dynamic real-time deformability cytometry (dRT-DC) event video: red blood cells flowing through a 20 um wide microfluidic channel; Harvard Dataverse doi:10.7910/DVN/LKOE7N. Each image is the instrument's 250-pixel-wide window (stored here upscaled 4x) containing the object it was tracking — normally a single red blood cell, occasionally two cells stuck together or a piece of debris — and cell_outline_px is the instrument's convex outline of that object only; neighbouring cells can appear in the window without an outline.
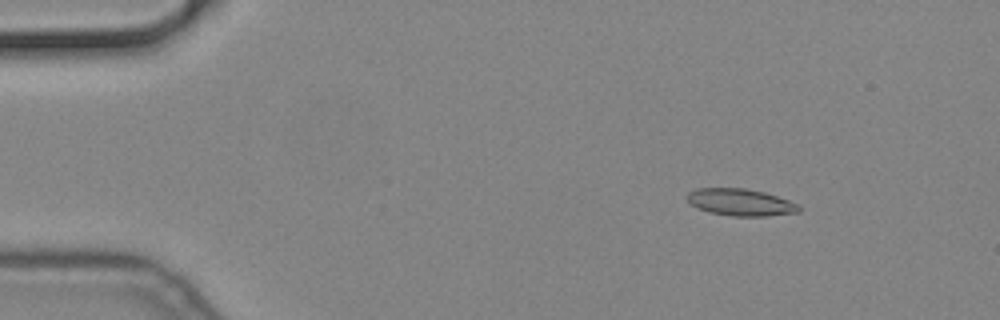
{"species": "common noctule bat (a hibernating species)", "species_latin": "Nyctalus noctula", "temperature_condition": "cold", "stored_images_in_passage": 57, "camera_frame_rate_fps": 3000, "um_per_image_px": 0.085, "animal": {"sex": "male", "body_mass_g": 19.2, "forearm_length_mm": 51.8}, "frame": {"image": 1, "passage_image": 8, "time_ms": 2.333, "image_size_px": [1000, 320], "cell_outline_px": [[800, 212], [768, 216], [732, 216], [708, 212], [696, 208], [688, 200], [688, 192], [696, 188], [744, 188], [764, 192], [800, 204]], "centroid_in_image_um": [62.96, 17.2], "position_along_channel_um": 22.0, "area_um2": 17.63}}
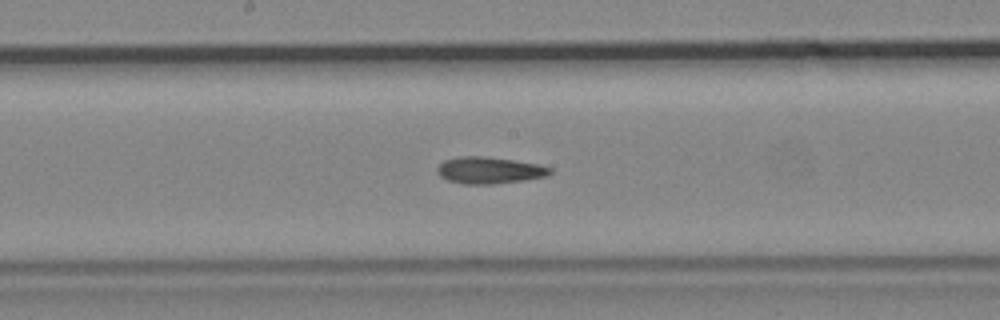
{"frame": {"image": 2, "passage_image": 30, "time_ms": 9.667, "image_size_px": [1000, 320], "cell_outline_px": [[552, 172], [548, 176], [524, 180], [492, 184], [464, 184], [448, 180], [440, 176], [436, 172], [436, 168], [444, 160], [460, 156], [484, 156], [512, 160], [536, 164], [552, 168]], "centroid_in_image_um": [41.57, 14.47], "position_along_channel_um": 206.6, "area_um2": 17.51}}
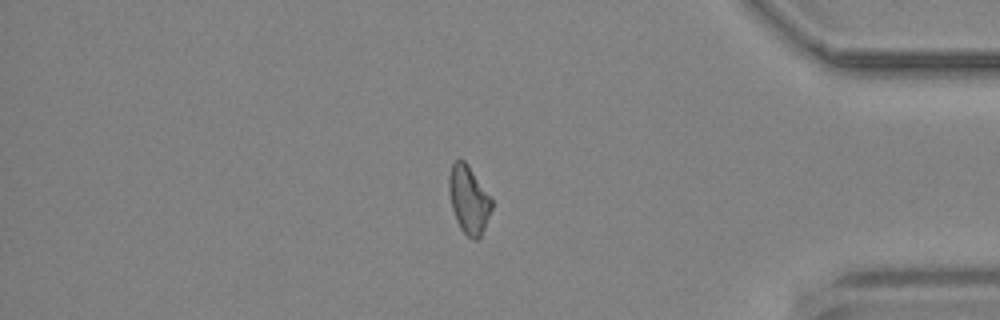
{"frame": {"image": 3, "passage_image": 48, "time_ms": 15.667, "image_size_px": [1000, 320], "cell_outline_px": [[492, 208], [480, 240], [472, 240], [460, 228], [456, 220], [452, 208], [448, 188], [448, 176], [452, 164], [456, 160], [464, 160], [468, 164], [492, 196]], "centroid_in_image_um": [39.86, 16.97], "position_along_channel_um": 395.3, "area_um2": 17.22}}